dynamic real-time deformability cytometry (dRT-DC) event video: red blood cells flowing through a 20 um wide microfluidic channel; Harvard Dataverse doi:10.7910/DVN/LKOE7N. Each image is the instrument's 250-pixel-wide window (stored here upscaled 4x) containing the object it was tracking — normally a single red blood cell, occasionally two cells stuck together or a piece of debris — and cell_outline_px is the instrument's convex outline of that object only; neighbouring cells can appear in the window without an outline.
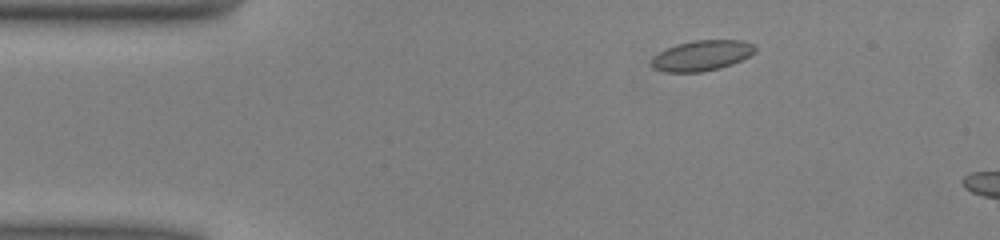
{"species": "common noctule bat (a hibernating species)", "species_latin": "Nyctalus noctula", "temperature_condition": "warm", "stored_images_in_passage": 38, "camera_frame_rate_fps": 3000, "um_per_image_px": 0.085, "animal": {"sex": "male", "body_mass_g": 13.0, "forearm_length_mm": 53.1}, "frame": {"image": 1, "passage_image": 5, "time_ms": 1.333, "image_size_px": [1000, 240], "cell_outline_px": [[756, 52], [732, 64], [720, 68], [700, 72], [664, 72], [652, 68], [648, 64], [652, 56], [676, 44], [696, 40], [740, 40], [756, 44]], "centroid_in_image_um": [59.62, 4.73], "position_along_channel_um": 25.4, "area_um2": 18.55}}
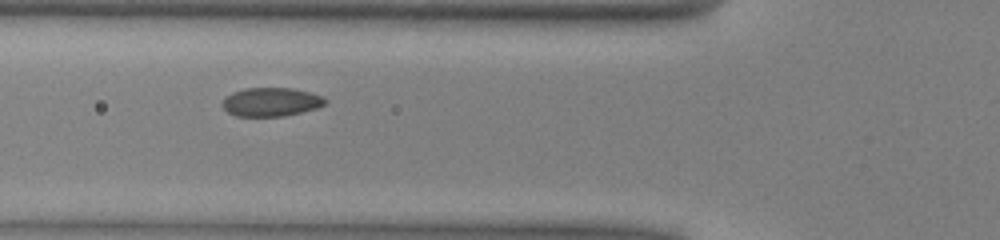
{"frame": {"image": 2, "passage_image": 15, "time_ms": 4.667, "image_size_px": [1000, 240], "cell_outline_px": [[328, 104], [316, 108], [284, 116], [236, 116], [228, 112], [220, 104], [232, 92], [244, 88], [292, 88], [324, 96], [328, 100]], "centroid_in_image_um": [23.07, 8.66], "position_along_channel_um": 102.7, "area_um2": 17.22}}
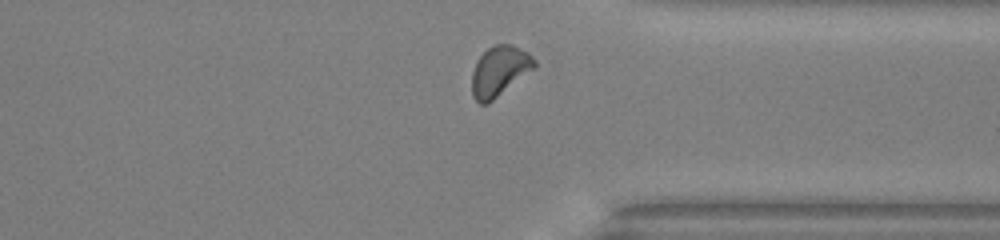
{"frame": {"image": 3, "passage_image": 35, "time_ms": 11.333, "image_size_px": [1000, 240], "cell_outline_px": [[536, 68], [488, 104], [480, 104], [472, 96], [472, 72], [476, 60], [488, 48], [496, 44], [512, 44], [528, 52], [536, 60]], "centroid_in_image_um": [42.47, 6.05], "position_along_channel_um": 368.9, "area_um2": 18.5}, "authors_computed_cell_mechanics": {"area_um2": 17.5712, "velocity_mm_per_s": 4.0354, "shape_relaxation_time_tau1_ms": 2.8826, "shape_relaxation_time_tau2_ms": 1.2976, "deformation_change_tau1": 0.0675, "deformation_change_tau2": 0.0457}}